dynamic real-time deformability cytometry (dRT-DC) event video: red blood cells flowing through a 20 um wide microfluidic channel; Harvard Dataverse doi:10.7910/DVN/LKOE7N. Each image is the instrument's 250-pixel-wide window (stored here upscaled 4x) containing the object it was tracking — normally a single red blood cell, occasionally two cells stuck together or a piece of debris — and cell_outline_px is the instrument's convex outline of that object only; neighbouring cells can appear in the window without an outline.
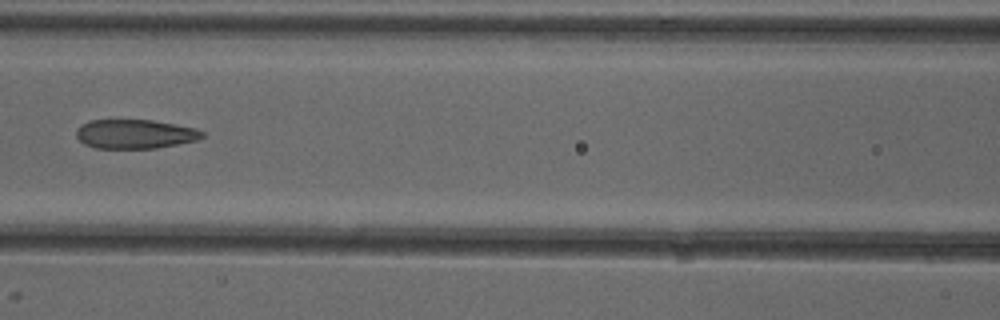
{"species": "common noctule bat (a hibernating species)", "species_latin": "Nyctalus noctula", "temperature_condition": "cold", "stored_images_in_passage": 6, "camera_frame_rate_fps": 3000, "um_per_image_px": 0.085, "animal": {"sex": "female"}, "frame": {"image": 1, "passage_image": 4, "time_ms": 3.667, "image_size_px": [1000, 320], "cell_outline_px": [[204, 136], [196, 140], [156, 148], [96, 148], [84, 144], [76, 136], [76, 128], [80, 124], [88, 120], [152, 120], [196, 128], [204, 132]], "centroid_in_image_um": [11.43, 11.38], "position_along_channel_um": 155.2, "area_um2": 21.39}}
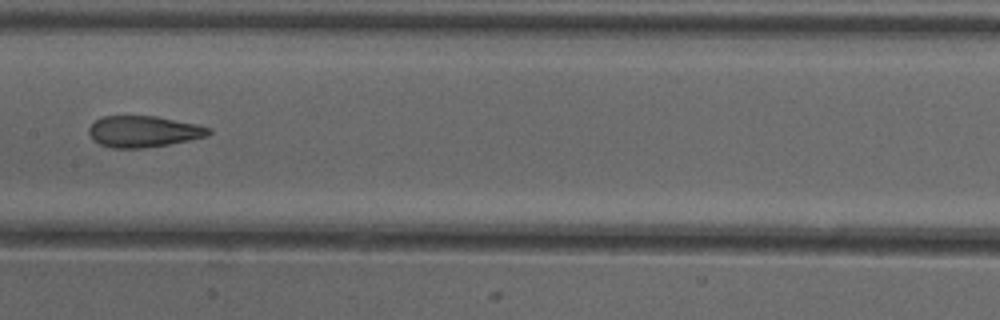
{"frame": {"image": 2, "passage_image": 5, "time_ms": 4.667, "image_size_px": [1000, 320], "cell_outline_px": [[212, 132], [208, 136], [168, 144], [144, 148], [112, 148], [100, 144], [92, 140], [88, 132], [88, 128], [96, 120], [104, 116], [156, 116], [196, 124], [212, 128]], "centroid_in_image_um": [12.19, 11.18], "position_along_channel_um": 195.2, "area_um2": 21.85}}
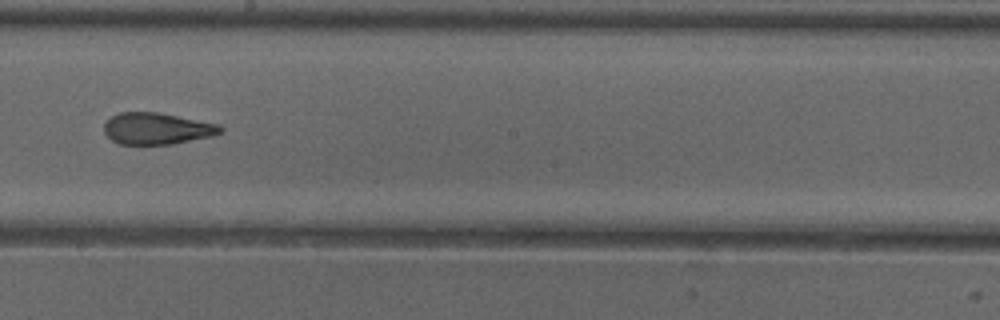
{"frame": {"image": 3, "passage_image": 6, "time_ms": 5.667, "image_size_px": [1000, 320], "cell_outline_px": [[224, 128], [220, 132], [212, 136], [172, 144], [120, 144], [112, 140], [104, 132], [104, 120], [120, 112], [160, 112], [220, 124]], "centroid_in_image_um": [13.33, 10.91], "position_along_channel_um": 234.9, "area_um2": 21.56}}